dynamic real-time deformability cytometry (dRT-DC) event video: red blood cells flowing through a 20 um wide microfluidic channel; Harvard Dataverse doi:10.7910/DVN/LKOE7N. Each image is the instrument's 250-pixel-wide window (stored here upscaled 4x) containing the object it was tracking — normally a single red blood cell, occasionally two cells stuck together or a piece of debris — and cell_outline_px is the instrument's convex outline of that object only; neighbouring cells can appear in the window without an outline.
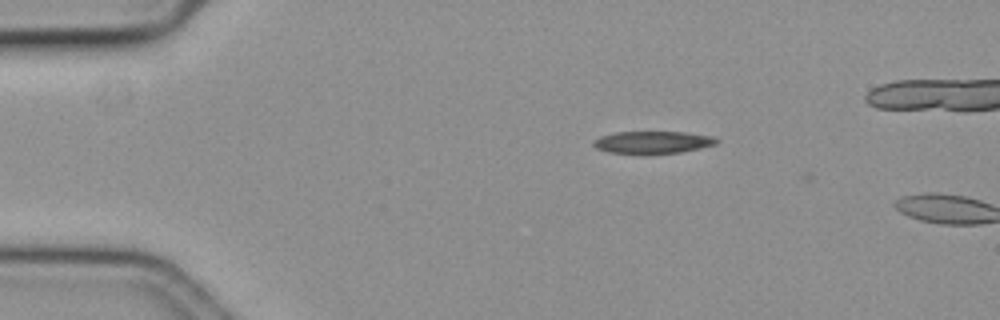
{"species": "common noctule bat (a hibernating species)", "species_latin": "Nyctalus noctula", "temperature_condition": "cold", "stored_images_in_passage": 3, "camera_frame_rate_fps": 3000, "um_per_image_px": 0.085, "animal": {"sex": "female", "body_mass_g": 19.3, "forearm_length_mm": 54.1}, "frame": {"image": 1, "passage_image": 1, "time_ms": 0.0, "image_size_px": [1000, 320], "cell_outline_px": [[720, 140], [716, 144], [700, 148], [680, 152], [608, 152], [596, 148], [592, 144], [592, 140], [600, 136], [616, 132], [688, 132], [716, 136]], "centroid_in_image_um": [55.52, 12.06], "position_along_channel_um": 29.5, "area_um2": 15.72}}